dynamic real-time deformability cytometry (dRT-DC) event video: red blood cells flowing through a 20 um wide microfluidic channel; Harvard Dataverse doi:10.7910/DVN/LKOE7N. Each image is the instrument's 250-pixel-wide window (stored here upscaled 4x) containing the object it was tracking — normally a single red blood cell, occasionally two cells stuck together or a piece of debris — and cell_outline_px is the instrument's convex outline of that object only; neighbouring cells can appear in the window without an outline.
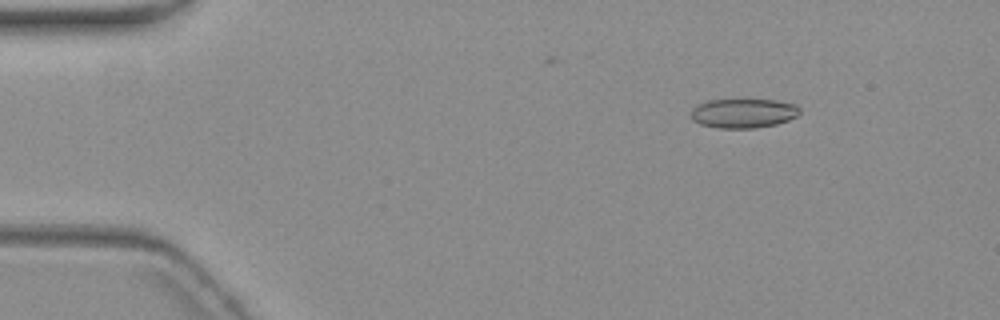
{"species": "common noctule bat (a hibernating species)", "species_latin": "Nyctalus noctula", "temperature_condition": "warm", "stored_images_in_passage": 4, "camera_frame_rate_fps": 3000, "um_per_image_px": 0.085, "animal": {"sex": "female", "body_mass_g": 19.3, "forearm_length_mm": 54.1}, "frame": {"image": 1, "passage_image": 2, "time_ms": 1.333, "image_size_px": [1000, 320], "cell_outline_px": [[800, 112], [796, 116], [788, 120], [776, 124], [756, 128], [716, 128], [700, 124], [692, 120], [692, 108], [708, 100], [776, 100], [796, 104], [800, 108]], "centroid_in_image_um": [63.2, 9.63], "position_along_channel_um": 21.8, "area_um2": 18.55}}
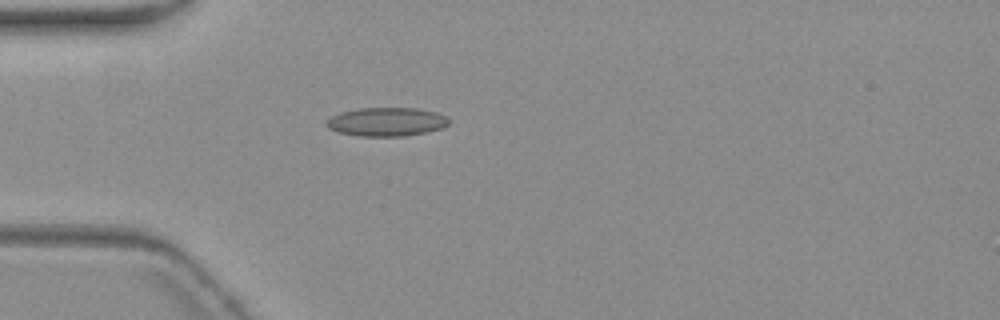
{"frame": {"image": 2, "passage_image": 4, "time_ms": 4.333, "image_size_px": [1000, 320], "cell_outline_px": [[448, 124], [444, 128], [404, 136], [356, 136], [340, 132], [328, 128], [324, 124], [332, 116], [340, 112], [360, 108], [416, 108], [436, 112], [444, 116], [448, 120]], "centroid_in_image_um": [32.83, 10.35], "position_along_channel_um": 52.2, "area_um2": 20.35}}